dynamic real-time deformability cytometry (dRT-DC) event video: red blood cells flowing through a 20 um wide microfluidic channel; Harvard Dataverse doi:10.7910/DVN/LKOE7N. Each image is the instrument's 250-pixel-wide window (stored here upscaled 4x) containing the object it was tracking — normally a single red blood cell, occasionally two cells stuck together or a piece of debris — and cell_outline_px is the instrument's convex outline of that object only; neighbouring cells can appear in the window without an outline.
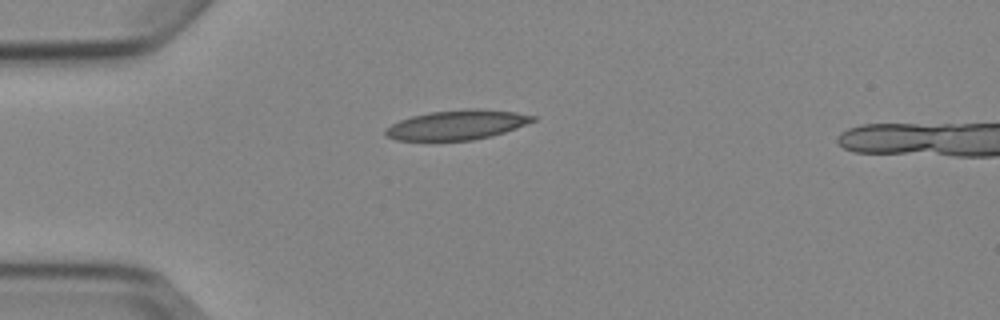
{"species": "Egyptian fruit bat (a non-hibernating species)", "species_latin": "Rousettus aegyptiacus", "temperature_condition": "cold", "stored_images_in_passage": 3, "camera_frame_rate_fps": 3000, "um_per_image_px": 0.085, "animal": {"sex": "female"}, "frame": {"image": 1, "passage_image": 1, "time_ms": 0.0, "image_size_px": [1000, 320], "cell_outline_px": [[536, 120], [516, 128], [492, 136], [472, 140], [396, 140], [388, 136], [384, 132], [384, 128], [400, 120], [412, 116], [432, 112], [464, 108], [476, 108], [516, 112], [536, 116]], "centroid_in_image_um": [38.86, 10.6], "position_along_channel_um": 46.1, "area_um2": 25.37}}
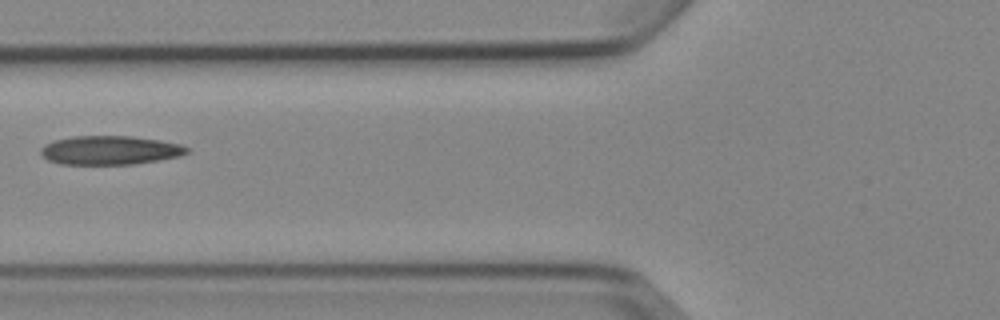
{"frame": {"image": 2, "passage_image": 3, "time_ms": 2.333, "image_size_px": [1000, 320], "cell_outline_px": [[192, 152], [180, 156], [132, 164], [60, 164], [48, 160], [40, 152], [40, 148], [44, 144], [52, 140], [72, 136], [132, 136], [160, 140], [180, 144], [188, 148]], "centroid_in_image_um": [9.34, 12.76], "position_along_channel_um": 116.5, "area_um2": 24.68}}